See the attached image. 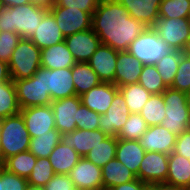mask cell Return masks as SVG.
Masks as SVG:
<instances>
[{
	"label": "cell",
	"mask_w": 190,
	"mask_h": 190,
	"mask_svg": "<svg viewBox=\"0 0 190 190\" xmlns=\"http://www.w3.org/2000/svg\"><path fill=\"white\" fill-rule=\"evenodd\" d=\"M147 28L132 18L117 0H101L92 14V29L101 44L116 51H128L131 42Z\"/></svg>",
	"instance_id": "cell-1"
},
{
	"label": "cell",
	"mask_w": 190,
	"mask_h": 190,
	"mask_svg": "<svg viewBox=\"0 0 190 190\" xmlns=\"http://www.w3.org/2000/svg\"><path fill=\"white\" fill-rule=\"evenodd\" d=\"M48 12V8L32 2L15 7L0 6V32L17 33L21 38L30 39Z\"/></svg>",
	"instance_id": "cell-2"
},
{
	"label": "cell",
	"mask_w": 190,
	"mask_h": 190,
	"mask_svg": "<svg viewBox=\"0 0 190 190\" xmlns=\"http://www.w3.org/2000/svg\"><path fill=\"white\" fill-rule=\"evenodd\" d=\"M0 140L4 161L29 149L31 137L21 113L0 119Z\"/></svg>",
	"instance_id": "cell-3"
},
{
	"label": "cell",
	"mask_w": 190,
	"mask_h": 190,
	"mask_svg": "<svg viewBox=\"0 0 190 190\" xmlns=\"http://www.w3.org/2000/svg\"><path fill=\"white\" fill-rule=\"evenodd\" d=\"M12 80L32 77L41 67V49L30 39L21 38L8 63Z\"/></svg>",
	"instance_id": "cell-4"
},
{
	"label": "cell",
	"mask_w": 190,
	"mask_h": 190,
	"mask_svg": "<svg viewBox=\"0 0 190 190\" xmlns=\"http://www.w3.org/2000/svg\"><path fill=\"white\" fill-rule=\"evenodd\" d=\"M165 118L160 123L175 135H180L190 128V116L186 105V94L168 87L163 92Z\"/></svg>",
	"instance_id": "cell-5"
},
{
	"label": "cell",
	"mask_w": 190,
	"mask_h": 190,
	"mask_svg": "<svg viewBox=\"0 0 190 190\" xmlns=\"http://www.w3.org/2000/svg\"><path fill=\"white\" fill-rule=\"evenodd\" d=\"M171 51L152 27L145 29L128 48V52L144 65H155Z\"/></svg>",
	"instance_id": "cell-6"
},
{
	"label": "cell",
	"mask_w": 190,
	"mask_h": 190,
	"mask_svg": "<svg viewBox=\"0 0 190 190\" xmlns=\"http://www.w3.org/2000/svg\"><path fill=\"white\" fill-rule=\"evenodd\" d=\"M13 81L16 87L17 100L20 109L51 105V96L47 90H45L43 85L41 67L32 77Z\"/></svg>",
	"instance_id": "cell-7"
},
{
	"label": "cell",
	"mask_w": 190,
	"mask_h": 190,
	"mask_svg": "<svg viewBox=\"0 0 190 190\" xmlns=\"http://www.w3.org/2000/svg\"><path fill=\"white\" fill-rule=\"evenodd\" d=\"M152 28L171 50L181 51L190 38V18H158Z\"/></svg>",
	"instance_id": "cell-8"
},
{
	"label": "cell",
	"mask_w": 190,
	"mask_h": 190,
	"mask_svg": "<svg viewBox=\"0 0 190 190\" xmlns=\"http://www.w3.org/2000/svg\"><path fill=\"white\" fill-rule=\"evenodd\" d=\"M62 35L65 37L92 28V15L89 12L69 7H50Z\"/></svg>",
	"instance_id": "cell-9"
},
{
	"label": "cell",
	"mask_w": 190,
	"mask_h": 190,
	"mask_svg": "<svg viewBox=\"0 0 190 190\" xmlns=\"http://www.w3.org/2000/svg\"><path fill=\"white\" fill-rule=\"evenodd\" d=\"M41 75L52 101L76 95L71 68L51 70L41 67Z\"/></svg>",
	"instance_id": "cell-10"
},
{
	"label": "cell",
	"mask_w": 190,
	"mask_h": 190,
	"mask_svg": "<svg viewBox=\"0 0 190 190\" xmlns=\"http://www.w3.org/2000/svg\"><path fill=\"white\" fill-rule=\"evenodd\" d=\"M81 104L80 96L77 95L51 102L55 128L61 134L70 133L77 129L78 108Z\"/></svg>",
	"instance_id": "cell-11"
},
{
	"label": "cell",
	"mask_w": 190,
	"mask_h": 190,
	"mask_svg": "<svg viewBox=\"0 0 190 190\" xmlns=\"http://www.w3.org/2000/svg\"><path fill=\"white\" fill-rule=\"evenodd\" d=\"M31 138L48 133L55 128V118L51 105L34 106L20 110Z\"/></svg>",
	"instance_id": "cell-12"
},
{
	"label": "cell",
	"mask_w": 190,
	"mask_h": 190,
	"mask_svg": "<svg viewBox=\"0 0 190 190\" xmlns=\"http://www.w3.org/2000/svg\"><path fill=\"white\" fill-rule=\"evenodd\" d=\"M129 114L128 106L121 92L118 91L106 113L100 116L99 129L107 136L117 137V133L128 120Z\"/></svg>",
	"instance_id": "cell-13"
},
{
	"label": "cell",
	"mask_w": 190,
	"mask_h": 190,
	"mask_svg": "<svg viewBox=\"0 0 190 190\" xmlns=\"http://www.w3.org/2000/svg\"><path fill=\"white\" fill-rule=\"evenodd\" d=\"M168 154L160 152H146L138 175L142 182L149 184L166 182L168 175Z\"/></svg>",
	"instance_id": "cell-14"
},
{
	"label": "cell",
	"mask_w": 190,
	"mask_h": 190,
	"mask_svg": "<svg viewBox=\"0 0 190 190\" xmlns=\"http://www.w3.org/2000/svg\"><path fill=\"white\" fill-rule=\"evenodd\" d=\"M64 41L76 62H87L101 45L92 28L67 36Z\"/></svg>",
	"instance_id": "cell-15"
},
{
	"label": "cell",
	"mask_w": 190,
	"mask_h": 190,
	"mask_svg": "<svg viewBox=\"0 0 190 190\" xmlns=\"http://www.w3.org/2000/svg\"><path fill=\"white\" fill-rule=\"evenodd\" d=\"M117 57L118 51L110 46L101 44L87 63L97 74L101 82L115 84Z\"/></svg>",
	"instance_id": "cell-16"
},
{
	"label": "cell",
	"mask_w": 190,
	"mask_h": 190,
	"mask_svg": "<svg viewBox=\"0 0 190 190\" xmlns=\"http://www.w3.org/2000/svg\"><path fill=\"white\" fill-rule=\"evenodd\" d=\"M176 137L177 135L165 127L155 125L148 127L138 141L146 152H160L169 155L174 150Z\"/></svg>",
	"instance_id": "cell-17"
},
{
	"label": "cell",
	"mask_w": 190,
	"mask_h": 190,
	"mask_svg": "<svg viewBox=\"0 0 190 190\" xmlns=\"http://www.w3.org/2000/svg\"><path fill=\"white\" fill-rule=\"evenodd\" d=\"M68 175L75 188L97 190L103 185L102 168L88 161L85 157L77 162Z\"/></svg>",
	"instance_id": "cell-18"
},
{
	"label": "cell",
	"mask_w": 190,
	"mask_h": 190,
	"mask_svg": "<svg viewBox=\"0 0 190 190\" xmlns=\"http://www.w3.org/2000/svg\"><path fill=\"white\" fill-rule=\"evenodd\" d=\"M119 88L109 82H100L96 87L91 88L80 96L81 103L102 115L105 114L107 109L111 106L115 94Z\"/></svg>",
	"instance_id": "cell-19"
},
{
	"label": "cell",
	"mask_w": 190,
	"mask_h": 190,
	"mask_svg": "<svg viewBox=\"0 0 190 190\" xmlns=\"http://www.w3.org/2000/svg\"><path fill=\"white\" fill-rule=\"evenodd\" d=\"M107 137L100 129L82 130L75 129L70 133L61 134V142L68 145L82 157H84L91 148L101 143Z\"/></svg>",
	"instance_id": "cell-20"
},
{
	"label": "cell",
	"mask_w": 190,
	"mask_h": 190,
	"mask_svg": "<svg viewBox=\"0 0 190 190\" xmlns=\"http://www.w3.org/2000/svg\"><path fill=\"white\" fill-rule=\"evenodd\" d=\"M144 64L131 55L128 51H118L115 85L122 87L138 83Z\"/></svg>",
	"instance_id": "cell-21"
},
{
	"label": "cell",
	"mask_w": 190,
	"mask_h": 190,
	"mask_svg": "<svg viewBox=\"0 0 190 190\" xmlns=\"http://www.w3.org/2000/svg\"><path fill=\"white\" fill-rule=\"evenodd\" d=\"M126 8L130 16L142 22L146 27H153L159 18V5L162 0H117Z\"/></svg>",
	"instance_id": "cell-22"
},
{
	"label": "cell",
	"mask_w": 190,
	"mask_h": 190,
	"mask_svg": "<svg viewBox=\"0 0 190 190\" xmlns=\"http://www.w3.org/2000/svg\"><path fill=\"white\" fill-rule=\"evenodd\" d=\"M30 40L39 48L43 49L65 40L54 16L48 12L37 26Z\"/></svg>",
	"instance_id": "cell-23"
},
{
	"label": "cell",
	"mask_w": 190,
	"mask_h": 190,
	"mask_svg": "<svg viewBox=\"0 0 190 190\" xmlns=\"http://www.w3.org/2000/svg\"><path fill=\"white\" fill-rule=\"evenodd\" d=\"M76 64L65 41L41 49V67L51 70L72 68Z\"/></svg>",
	"instance_id": "cell-24"
},
{
	"label": "cell",
	"mask_w": 190,
	"mask_h": 190,
	"mask_svg": "<svg viewBox=\"0 0 190 190\" xmlns=\"http://www.w3.org/2000/svg\"><path fill=\"white\" fill-rule=\"evenodd\" d=\"M146 151L139 141L117 139L116 159L128 167L136 176Z\"/></svg>",
	"instance_id": "cell-25"
},
{
	"label": "cell",
	"mask_w": 190,
	"mask_h": 190,
	"mask_svg": "<svg viewBox=\"0 0 190 190\" xmlns=\"http://www.w3.org/2000/svg\"><path fill=\"white\" fill-rule=\"evenodd\" d=\"M81 158L74 148L64 145L61 141L48 157L55 174L67 175Z\"/></svg>",
	"instance_id": "cell-26"
},
{
	"label": "cell",
	"mask_w": 190,
	"mask_h": 190,
	"mask_svg": "<svg viewBox=\"0 0 190 190\" xmlns=\"http://www.w3.org/2000/svg\"><path fill=\"white\" fill-rule=\"evenodd\" d=\"M166 183L186 188L190 186V160L172 152L168 156Z\"/></svg>",
	"instance_id": "cell-27"
},
{
	"label": "cell",
	"mask_w": 190,
	"mask_h": 190,
	"mask_svg": "<svg viewBox=\"0 0 190 190\" xmlns=\"http://www.w3.org/2000/svg\"><path fill=\"white\" fill-rule=\"evenodd\" d=\"M137 179L136 175L116 158L102 167L103 186L115 187Z\"/></svg>",
	"instance_id": "cell-28"
},
{
	"label": "cell",
	"mask_w": 190,
	"mask_h": 190,
	"mask_svg": "<svg viewBox=\"0 0 190 190\" xmlns=\"http://www.w3.org/2000/svg\"><path fill=\"white\" fill-rule=\"evenodd\" d=\"M71 72L77 96L88 92L101 82L87 62H76L71 68Z\"/></svg>",
	"instance_id": "cell-29"
},
{
	"label": "cell",
	"mask_w": 190,
	"mask_h": 190,
	"mask_svg": "<svg viewBox=\"0 0 190 190\" xmlns=\"http://www.w3.org/2000/svg\"><path fill=\"white\" fill-rule=\"evenodd\" d=\"M117 137L107 136L101 143L84 156L88 161L102 168L107 162L116 158Z\"/></svg>",
	"instance_id": "cell-30"
},
{
	"label": "cell",
	"mask_w": 190,
	"mask_h": 190,
	"mask_svg": "<svg viewBox=\"0 0 190 190\" xmlns=\"http://www.w3.org/2000/svg\"><path fill=\"white\" fill-rule=\"evenodd\" d=\"M118 88L130 113H140L141 109L152 95L139 83L128 84Z\"/></svg>",
	"instance_id": "cell-31"
},
{
	"label": "cell",
	"mask_w": 190,
	"mask_h": 190,
	"mask_svg": "<svg viewBox=\"0 0 190 190\" xmlns=\"http://www.w3.org/2000/svg\"><path fill=\"white\" fill-rule=\"evenodd\" d=\"M60 140L61 133L52 129L46 134L31 138L28 150L37 158H48Z\"/></svg>",
	"instance_id": "cell-32"
},
{
	"label": "cell",
	"mask_w": 190,
	"mask_h": 190,
	"mask_svg": "<svg viewBox=\"0 0 190 190\" xmlns=\"http://www.w3.org/2000/svg\"><path fill=\"white\" fill-rule=\"evenodd\" d=\"M36 161L37 157L27 150L7 158L4 161L3 167L10 173L28 178L36 164Z\"/></svg>",
	"instance_id": "cell-33"
},
{
	"label": "cell",
	"mask_w": 190,
	"mask_h": 190,
	"mask_svg": "<svg viewBox=\"0 0 190 190\" xmlns=\"http://www.w3.org/2000/svg\"><path fill=\"white\" fill-rule=\"evenodd\" d=\"M14 81L0 83V119L20 113Z\"/></svg>",
	"instance_id": "cell-34"
},
{
	"label": "cell",
	"mask_w": 190,
	"mask_h": 190,
	"mask_svg": "<svg viewBox=\"0 0 190 190\" xmlns=\"http://www.w3.org/2000/svg\"><path fill=\"white\" fill-rule=\"evenodd\" d=\"M165 103L162 94H152L140 111L148 127L160 125L165 118Z\"/></svg>",
	"instance_id": "cell-35"
},
{
	"label": "cell",
	"mask_w": 190,
	"mask_h": 190,
	"mask_svg": "<svg viewBox=\"0 0 190 190\" xmlns=\"http://www.w3.org/2000/svg\"><path fill=\"white\" fill-rule=\"evenodd\" d=\"M182 55L181 51L172 50L155 64L163 82L168 87H170L174 81Z\"/></svg>",
	"instance_id": "cell-36"
},
{
	"label": "cell",
	"mask_w": 190,
	"mask_h": 190,
	"mask_svg": "<svg viewBox=\"0 0 190 190\" xmlns=\"http://www.w3.org/2000/svg\"><path fill=\"white\" fill-rule=\"evenodd\" d=\"M147 128L148 125L140 113H130L128 120L117 133V139L138 141Z\"/></svg>",
	"instance_id": "cell-37"
},
{
	"label": "cell",
	"mask_w": 190,
	"mask_h": 190,
	"mask_svg": "<svg viewBox=\"0 0 190 190\" xmlns=\"http://www.w3.org/2000/svg\"><path fill=\"white\" fill-rule=\"evenodd\" d=\"M138 83L151 94H162L168 88L155 65H144Z\"/></svg>",
	"instance_id": "cell-38"
},
{
	"label": "cell",
	"mask_w": 190,
	"mask_h": 190,
	"mask_svg": "<svg viewBox=\"0 0 190 190\" xmlns=\"http://www.w3.org/2000/svg\"><path fill=\"white\" fill-rule=\"evenodd\" d=\"M159 18H190V0H162Z\"/></svg>",
	"instance_id": "cell-39"
},
{
	"label": "cell",
	"mask_w": 190,
	"mask_h": 190,
	"mask_svg": "<svg viewBox=\"0 0 190 190\" xmlns=\"http://www.w3.org/2000/svg\"><path fill=\"white\" fill-rule=\"evenodd\" d=\"M55 175L48 158H37L32 172L27 178L29 184L44 187Z\"/></svg>",
	"instance_id": "cell-40"
},
{
	"label": "cell",
	"mask_w": 190,
	"mask_h": 190,
	"mask_svg": "<svg viewBox=\"0 0 190 190\" xmlns=\"http://www.w3.org/2000/svg\"><path fill=\"white\" fill-rule=\"evenodd\" d=\"M170 88L184 93L190 91V57L181 56L178 71Z\"/></svg>",
	"instance_id": "cell-41"
},
{
	"label": "cell",
	"mask_w": 190,
	"mask_h": 190,
	"mask_svg": "<svg viewBox=\"0 0 190 190\" xmlns=\"http://www.w3.org/2000/svg\"><path fill=\"white\" fill-rule=\"evenodd\" d=\"M100 116V114L81 104L78 108V121H76L77 129L98 130Z\"/></svg>",
	"instance_id": "cell-42"
},
{
	"label": "cell",
	"mask_w": 190,
	"mask_h": 190,
	"mask_svg": "<svg viewBox=\"0 0 190 190\" xmlns=\"http://www.w3.org/2000/svg\"><path fill=\"white\" fill-rule=\"evenodd\" d=\"M28 184L27 178L18 176L0 166V190H25Z\"/></svg>",
	"instance_id": "cell-43"
},
{
	"label": "cell",
	"mask_w": 190,
	"mask_h": 190,
	"mask_svg": "<svg viewBox=\"0 0 190 190\" xmlns=\"http://www.w3.org/2000/svg\"><path fill=\"white\" fill-rule=\"evenodd\" d=\"M21 36L12 32H0V60L9 63Z\"/></svg>",
	"instance_id": "cell-44"
},
{
	"label": "cell",
	"mask_w": 190,
	"mask_h": 190,
	"mask_svg": "<svg viewBox=\"0 0 190 190\" xmlns=\"http://www.w3.org/2000/svg\"><path fill=\"white\" fill-rule=\"evenodd\" d=\"M101 0H54L51 7H71L89 12L91 15L96 10Z\"/></svg>",
	"instance_id": "cell-45"
},
{
	"label": "cell",
	"mask_w": 190,
	"mask_h": 190,
	"mask_svg": "<svg viewBox=\"0 0 190 190\" xmlns=\"http://www.w3.org/2000/svg\"><path fill=\"white\" fill-rule=\"evenodd\" d=\"M74 188L75 186L67 174H55L44 186L45 190H73Z\"/></svg>",
	"instance_id": "cell-46"
},
{
	"label": "cell",
	"mask_w": 190,
	"mask_h": 190,
	"mask_svg": "<svg viewBox=\"0 0 190 190\" xmlns=\"http://www.w3.org/2000/svg\"><path fill=\"white\" fill-rule=\"evenodd\" d=\"M173 152L190 160V128L176 137Z\"/></svg>",
	"instance_id": "cell-47"
},
{
	"label": "cell",
	"mask_w": 190,
	"mask_h": 190,
	"mask_svg": "<svg viewBox=\"0 0 190 190\" xmlns=\"http://www.w3.org/2000/svg\"><path fill=\"white\" fill-rule=\"evenodd\" d=\"M116 190H147L148 184L142 182L140 179H135L133 181L120 184L114 187Z\"/></svg>",
	"instance_id": "cell-48"
},
{
	"label": "cell",
	"mask_w": 190,
	"mask_h": 190,
	"mask_svg": "<svg viewBox=\"0 0 190 190\" xmlns=\"http://www.w3.org/2000/svg\"><path fill=\"white\" fill-rule=\"evenodd\" d=\"M147 190H184V188L166 182H160L149 184Z\"/></svg>",
	"instance_id": "cell-49"
},
{
	"label": "cell",
	"mask_w": 190,
	"mask_h": 190,
	"mask_svg": "<svg viewBox=\"0 0 190 190\" xmlns=\"http://www.w3.org/2000/svg\"><path fill=\"white\" fill-rule=\"evenodd\" d=\"M8 63L0 60V83L11 81Z\"/></svg>",
	"instance_id": "cell-50"
},
{
	"label": "cell",
	"mask_w": 190,
	"mask_h": 190,
	"mask_svg": "<svg viewBox=\"0 0 190 190\" xmlns=\"http://www.w3.org/2000/svg\"><path fill=\"white\" fill-rule=\"evenodd\" d=\"M31 3V0H0V6L15 7Z\"/></svg>",
	"instance_id": "cell-51"
},
{
	"label": "cell",
	"mask_w": 190,
	"mask_h": 190,
	"mask_svg": "<svg viewBox=\"0 0 190 190\" xmlns=\"http://www.w3.org/2000/svg\"><path fill=\"white\" fill-rule=\"evenodd\" d=\"M31 2L49 9L53 5L54 0H31Z\"/></svg>",
	"instance_id": "cell-52"
},
{
	"label": "cell",
	"mask_w": 190,
	"mask_h": 190,
	"mask_svg": "<svg viewBox=\"0 0 190 190\" xmlns=\"http://www.w3.org/2000/svg\"><path fill=\"white\" fill-rule=\"evenodd\" d=\"M181 53L186 57H190V38L185 42Z\"/></svg>",
	"instance_id": "cell-53"
},
{
	"label": "cell",
	"mask_w": 190,
	"mask_h": 190,
	"mask_svg": "<svg viewBox=\"0 0 190 190\" xmlns=\"http://www.w3.org/2000/svg\"><path fill=\"white\" fill-rule=\"evenodd\" d=\"M25 190H45V189L42 186H36L28 183Z\"/></svg>",
	"instance_id": "cell-54"
},
{
	"label": "cell",
	"mask_w": 190,
	"mask_h": 190,
	"mask_svg": "<svg viewBox=\"0 0 190 190\" xmlns=\"http://www.w3.org/2000/svg\"><path fill=\"white\" fill-rule=\"evenodd\" d=\"M186 105L189 111V116H190V91L186 92Z\"/></svg>",
	"instance_id": "cell-55"
},
{
	"label": "cell",
	"mask_w": 190,
	"mask_h": 190,
	"mask_svg": "<svg viewBox=\"0 0 190 190\" xmlns=\"http://www.w3.org/2000/svg\"><path fill=\"white\" fill-rule=\"evenodd\" d=\"M97 190H116L114 187H109V186H101Z\"/></svg>",
	"instance_id": "cell-56"
},
{
	"label": "cell",
	"mask_w": 190,
	"mask_h": 190,
	"mask_svg": "<svg viewBox=\"0 0 190 190\" xmlns=\"http://www.w3.org/2000/svg\"><path fill=\"white\" fill-rule=\"evenodd\" d=\"M3 165V152L1 147V140H0V166Z\"/></svg>",
	"instance_id": "cell-57"
},
{
	"label": "cell",
	"mask_w": 190,
	"mask_h": 190,
	"mask_svg": "<svg viewBox=\"0 0 190 190\" xmlns=\"http://www.w3.org/2000/svg\"><path fill=\"white\" fill-rule=\"evenodd\" d=\"M184 190H190V186H189V187L184 188Z\"/></svg>",
	"instance_id": "cell-58"
},
{
	"label": "cell",
	"mask_w": 190,
	"mask_h": 190,
	"mask_svg": "<svg viewBox=\"0 0 190 190\" xmlns=\"http://www.w3.org/2000/svg\"><path fill=\"white\" fill-rule=\"evenodd\" d=\"M73 190H83V189H80V188H74Z\"/></svg>",
	"instance_id": "cell-59"
}]
</instances>
